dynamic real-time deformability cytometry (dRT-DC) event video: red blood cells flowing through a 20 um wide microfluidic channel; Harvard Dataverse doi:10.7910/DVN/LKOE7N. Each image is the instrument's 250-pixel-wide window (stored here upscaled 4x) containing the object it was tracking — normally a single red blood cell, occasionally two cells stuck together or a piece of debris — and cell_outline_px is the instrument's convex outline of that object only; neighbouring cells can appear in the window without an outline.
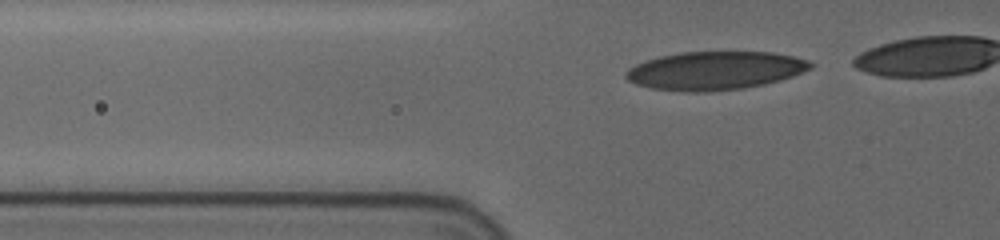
{"species": "human", "species_latin": "Homo sapiens", "temperature_condition": "cold", "stored_images_in_passage": 20, "camera_frame_rate_fps": 3000, "um_per_image_px": 0.085, "donor": {"sex": "female"}, "frame": {"image": 1, "passage_image": 12, "time_ms": 3.667, "image_size_px": [1000, 240], "cell_outline_px": [[816, 64], [812, 68], [792, 76], [780, 80], [764, 84], [744, 88], [704, 92], [684, 92], [652, 88], [636, 84], [628, 80], [624, 76], [624, 72], [628, 68], [644, 60], [660, 56], [680, 52], [772, 52], [792, 56], [808, 60]], "centroid_in_image_um": [60.76, 6.0], "position_along_channel_um": 65.0, "area_um2": 41.44}}
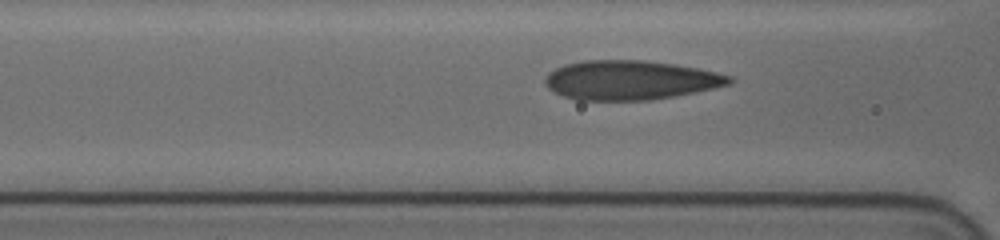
{"frame": {"image": 2, "passage_image": 17, "time_ms": 5.333, "image_size_px": [1000, 240], "cell_outline_px": [[732, 80], [728, 84], [712, 88], [676, 96], [652, 100], [576, 100], [564, 96], [548, 88], [544, 84], [544, 80], [548, 72], [564, 64], [584, 60], [640, 60], [676, 64], [700, 68], [732, 76]], "centroid_in_image_um": [53.55, 6.8], "position_along_channel_um": 113.0, "area_um2": 42.25}}